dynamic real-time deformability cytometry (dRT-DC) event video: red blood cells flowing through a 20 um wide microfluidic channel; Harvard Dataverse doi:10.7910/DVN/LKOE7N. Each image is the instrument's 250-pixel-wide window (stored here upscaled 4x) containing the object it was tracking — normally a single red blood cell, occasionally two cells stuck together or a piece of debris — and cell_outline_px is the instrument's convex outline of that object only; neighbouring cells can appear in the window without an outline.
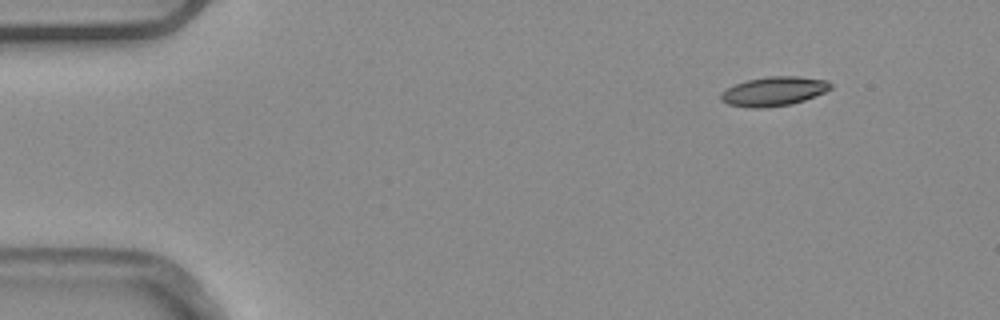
{"species": "common noctule bat (a hibernating species)", "species_latin": "Nyctalus noctula", "temperature_condition": "warm", "stored_images_in_passage": 6, "camera_frame_rate_fps": 3000, "um_per_image_px": 0.085, "animal": {"sex": "male", "body_mass_g": 20.4}, "frame": {"image": 1, "passage_image": 1, "time_ms": 0.0, "image_size_px": [1000, 320], "cell_outline_px": [[832, 88], [824, 92], [804, 100], [792, 104], [764, 108], [752, 108], [728, 104], [720, 100], [720, 92], [736, 84], [748, 80], [768, 76], [796, 76], [828, 80], [832, 84]], "centroid_in_image_um": [65.77, 7.76], "position_along_channel_um": 19.2, "area_um2": 18.67}}
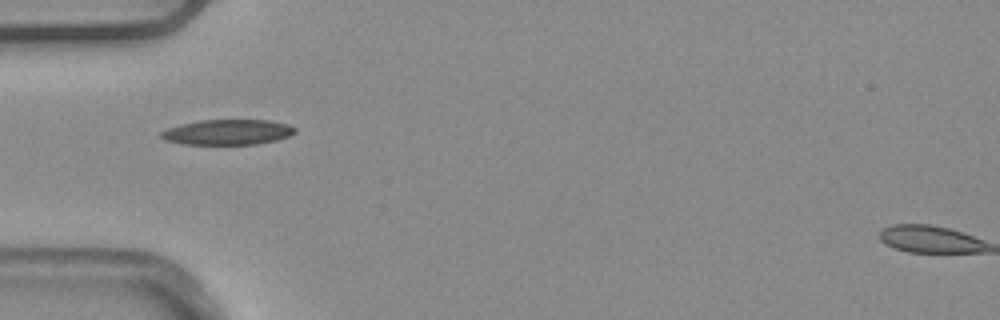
{"frame": {"image": 2, "passage_image": 4, "time_ms": 1.0, "image_size_px": [1000, 320], "cell_outline_px": [[296, 132], [288, 136], [276, 140], [256, 144], [184, 144], [164, 140], [160, 136], [160, 132], [168, 128], [180, 124], [200, 120], [268, 120], [288, 124], [296, 128]], "centroid_in_image_um": [19.34, 11.23], "position_along_channel_um": 65.7, "area_um2": 19.71}}